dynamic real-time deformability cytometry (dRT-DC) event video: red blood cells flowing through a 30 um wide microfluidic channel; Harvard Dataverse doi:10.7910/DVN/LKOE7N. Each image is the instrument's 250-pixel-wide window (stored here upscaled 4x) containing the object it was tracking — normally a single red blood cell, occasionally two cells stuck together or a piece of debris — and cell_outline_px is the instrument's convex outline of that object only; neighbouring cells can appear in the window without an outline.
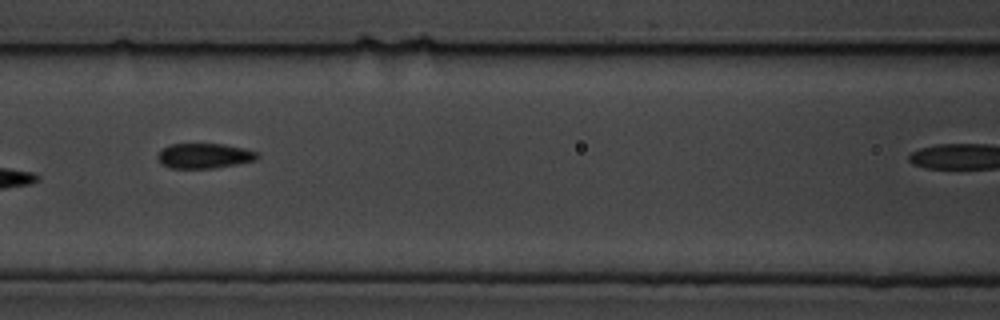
{"species": "common noctule bat (a hibernating species)", "species_latin": "Nyctalus noctula", "temperature_condition": "cold", "stored_images_in_passage": 12, "camera_frame_rate_fps": 3000, "um_per_image_px": 0.085, "animal": {"sex": "male", "body_mass_g": 19.5, "forearm_length_mm": 54.6}, "frame": {"image": 1, "passage_image": 6, "time_ms": 6.667, "image_size_px": [1000, 320], "cell_outline_px": [[260, 156], [256, 160], [216, 168], [168, 168], [160, 164], [156, 156], [164, 148], [172, 144], [224, 144], [244, 148], [260, 152]], "centroid_in_image_um": [17.39, 13.25], "position_along_channel_um": 149.2, "area_um2": 14.68}}
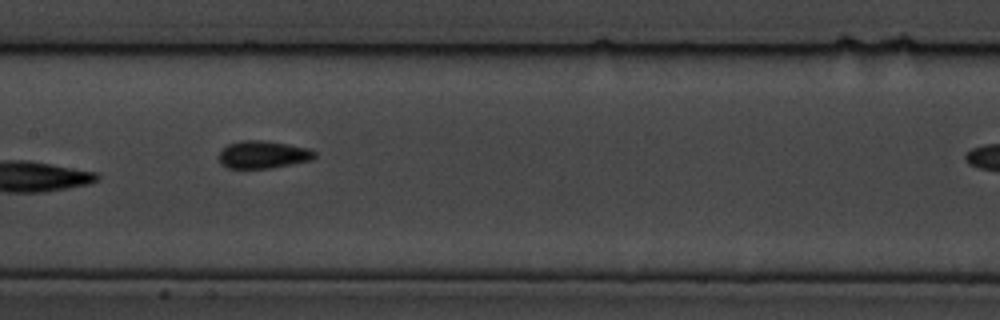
{"frame": {"image": 2, "passage_image": 7, "time_ms": 7.667, "image_size_px": [1000, 320], "cell_outline_px": [[316, 156], [312, 160], [272, 168], [228, 168], [220, 164], [220, 152], [228, 144], [240, 140], [264, 140], [312, 148], [316, 152]], "centroid_in_image_um": [22.4, 13.13], "position_along_channel_um": 185.0, "area_um2": 15.55}}
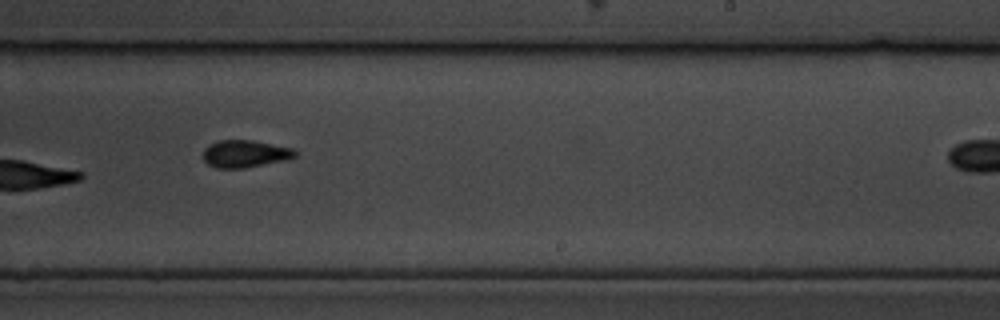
{"frame": {"image": 3, "passage_image": 9, "time_ms": 10.0, "image_size_px": [1000, 320], "cell_outline_px": [[296, 156], [288, 160], [244, 168], [216, 168], [208, 164], [204, 160], [204, 148], [208, 144], [220, 140], [252, 140], [292, 148], [296, 152]], "centroid_in_image_um": [20.82, 13.07], "position_along_channel_um": 268.2, "area_um2": 14.68}}